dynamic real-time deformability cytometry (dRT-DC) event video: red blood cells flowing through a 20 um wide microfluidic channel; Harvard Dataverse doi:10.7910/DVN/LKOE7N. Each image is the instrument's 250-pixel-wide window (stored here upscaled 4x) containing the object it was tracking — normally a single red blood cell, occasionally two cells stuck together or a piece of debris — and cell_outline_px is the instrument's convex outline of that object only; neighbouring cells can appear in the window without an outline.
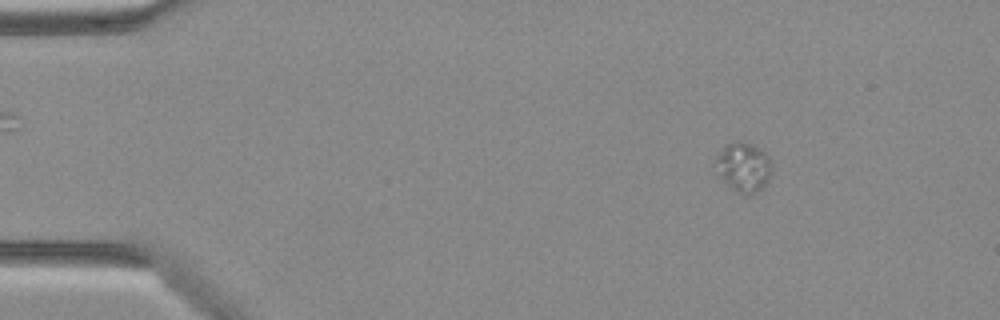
{"species": "Egyptian fruit bat (a non-hibernating species)", "species_latin": "Rousettus aegyptiacus", "temperature_condition": "warm", "stored_images_in_passage": 49, "camera_frame_rate_fps": 3000, "um_per_image_px": 0.085, "animal": {"sex": "female"}, "frame": {"image": 1, "passage_image": 7, "time_ms": 2.0, "image_size_px": [1000, 320], "cell_outline_px": [[772, 172], [764, 184], [756, 192], [740, 192], [732, 188], [720, 176], [712, 164], [724, 148], [732, 140], [744, 140], [752, 144], [764, 152], [768, 156], [772, 164]], "centroid_in_image_um": [63.19, 14.13], "position_along_channel_um": 21.8, "area_um2": 15.84}}